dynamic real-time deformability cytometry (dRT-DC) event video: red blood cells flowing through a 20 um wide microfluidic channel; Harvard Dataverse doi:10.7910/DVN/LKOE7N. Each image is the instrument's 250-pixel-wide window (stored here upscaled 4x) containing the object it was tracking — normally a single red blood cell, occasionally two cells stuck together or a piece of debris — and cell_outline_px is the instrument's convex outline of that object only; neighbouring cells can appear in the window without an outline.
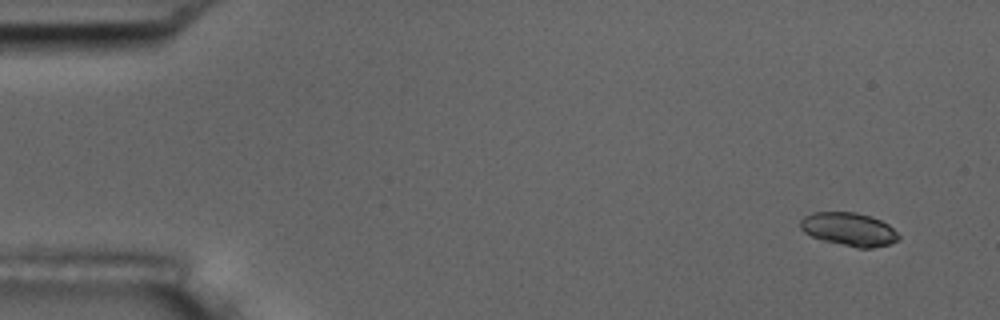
{"species": "common noctule bat (a hibernating species)", "species_latin": "Nyctalus noctula", "temperature_condition": "room temperature", "stored_images_in_passage": 5, "camera_frame_rate_fps": 3000, "um_per_image_px": 0.085, "animal": {"sex": "male", "body_mass_g": 17.5, "forearm_length_mm": 52.3}, "frame": {"image": 1, "passage_image": 1, "time_ms": 0.0, "image_size_px": [1000, 320], "cell_outline_px": [[900, 240], [888, 244], [872, 248], [856, 248], [824, 240], [812, 236], [804, 232], [800, 228], [800, 220], [804, 216], [812, 212], [856, 212], [872, 216], [888, 224], [900, 236]], "centroid_in_image_um": [72.17, 19.48], "position_along_channel_um": 12.8, "area_um2": 19.13}}
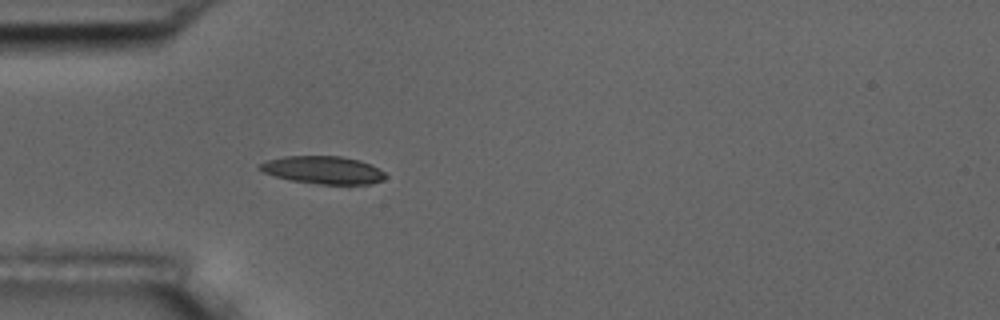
{"frame": {"image": 2, "passage_image": 5, "time_ms": 4.333, "image_size_px": [1000, 320], "cell_outline_px": [[388, 176], [384, 180], [372, 184], [348, 188], [292, 180], [276, 176], [264, 172], [256, 168], [260, 164], [268, 160], [284, 156], [340, 156], [360, 160], [372, 164], [384, 172]], "centroid_in_image_um": [27.59, 14.49], "position_along_channel_um": 57.4, "area_um2": 21.1}}